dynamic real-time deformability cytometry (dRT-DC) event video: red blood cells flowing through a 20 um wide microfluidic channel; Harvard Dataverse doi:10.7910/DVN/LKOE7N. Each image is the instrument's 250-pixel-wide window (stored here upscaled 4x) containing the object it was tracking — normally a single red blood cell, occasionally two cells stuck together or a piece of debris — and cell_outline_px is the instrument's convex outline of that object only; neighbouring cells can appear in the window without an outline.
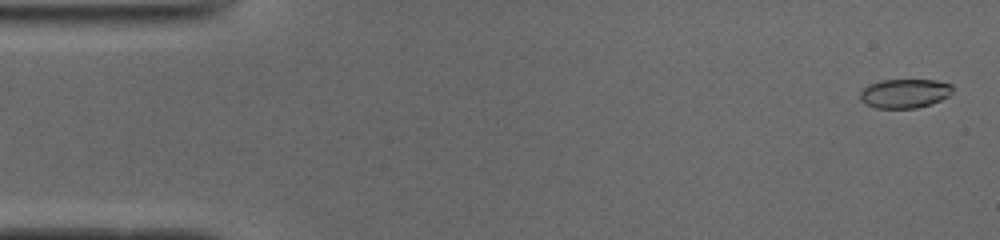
{"species": "common noctule bat (a hibernating species)", "species_latin": "Nyctalus noctula", "temperature_condition": "cold", "stored_images_in_passage": 52, "camera_frame_rate_fps": 3000, "um_per_image_px": 0.085, "animal": {"sex": "male", "body_mass_g": 19.0, "forearm_length_mm": 50.8}, "frame": {"image": 1, "passage_image": 2, "time_ms": 0.333, "image_size_px": [1000, 240], "cell_outline_px": [[952, 92], [948, 96], [940, 100], [916, 108], [876, 108], [864, 104], [860, 100], [860, 92], [868, 84], [880, 80], [936, 80], [952, 84]], "centroid_in_image_um": [76.86, 7.93], "position_along_channel_um": 8.1, "area_um2": 15.72}}
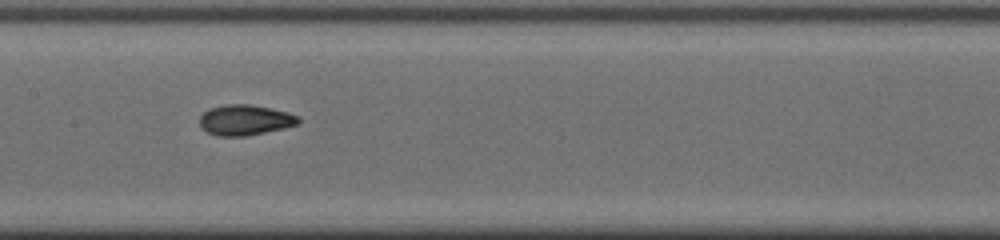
{"frame": {"image": 2, "passage_image": 25, "time_ms": 8.0, "image_size_px": [1000, 240], "cell_outline_px": [[300, 124], [284, 128], [248, 136], [216, 136], [200, 128], [200, 116], [204, 112], [212, 108], [228, 104], [252, 104], [272, 108], [288, 112], [300, 116]], "centroid_in_image_um": [20.87, 10.2], "position_along_channel_um": 186.5, "area_um2": 17.74}}
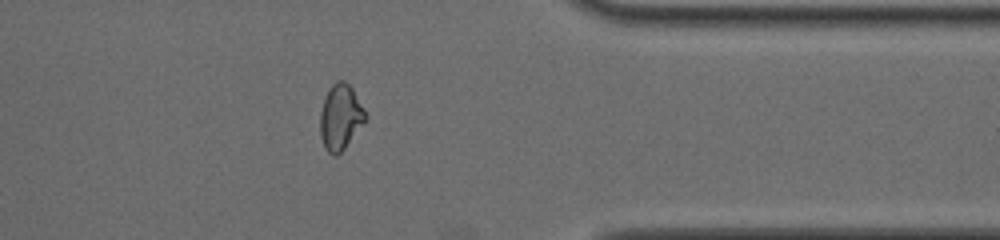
{"frame": {"image": 3, "passage_image": 41, "time_ms": 13.333, "image_size_px": [1000, 240], "cell_outline_px": [[368, 116], [344, 148], [336, 156], [332, 156], [324, 148], [320, 136], [320, 112], [328, 88], [336, 80], [344, 80], [352, 88], [364, 108]], "centroid_in_image_um": [28.92, 9.94], "position_along_channel_um": 382.5, "area_um2": 17.22}, "authors_computed_cell_mechanics": {"area_um2": 16.9932, "velocity_mm_per_s": 3.9409, "shape_relaxation_time_tau1_ms": 4.7753, "shape_relaxation_time_tau2_ms": 1.9969, "deformation_change_tau1": 0.168, "deformation_change_tau2": 0.0631}}